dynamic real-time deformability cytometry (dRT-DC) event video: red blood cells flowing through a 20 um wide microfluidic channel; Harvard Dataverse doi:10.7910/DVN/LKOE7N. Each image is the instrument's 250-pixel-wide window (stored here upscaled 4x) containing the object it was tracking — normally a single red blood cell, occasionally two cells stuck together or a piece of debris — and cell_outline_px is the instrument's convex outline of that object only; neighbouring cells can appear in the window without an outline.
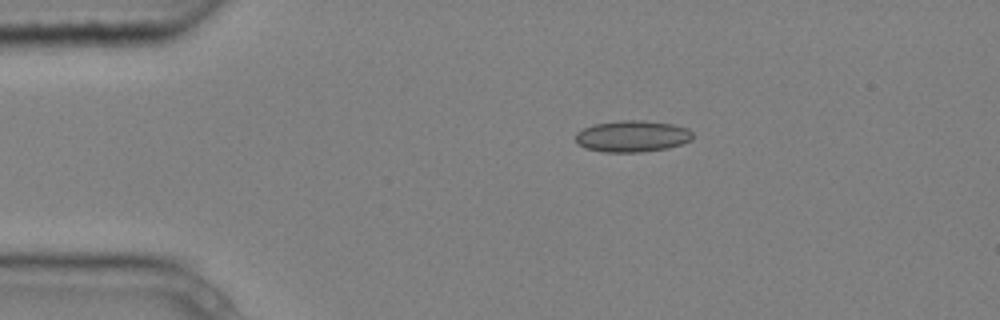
{"species": "common noctule bat (a hibernating species)", "species_latin": "Nyctalus noctula", "temperature_condition": "cold", "stored_images_in_passage": 4, "camera_frame_rate_fps": 3000, "um_per_image_px": 0.085, "animal": {"sex": "male", "body_mass_g": 20.4}, "frame": {"image": 1, "passage_image": 2, "time_ms": 0.333, "image_size_px": [1000, 320], "cell_outline_px": [[692, 140], [668, 148], [640, 152], [604, 152], [584, 148], [576, 144], [576, 132], [592, 124], [620, 120], [644, 120], [672, 124], [688, 128], [692, 132]], "centroid_in_image_um": [53.71, 11.58], "position_along_channel_um": 31.3, "area_um2": 21.68}}
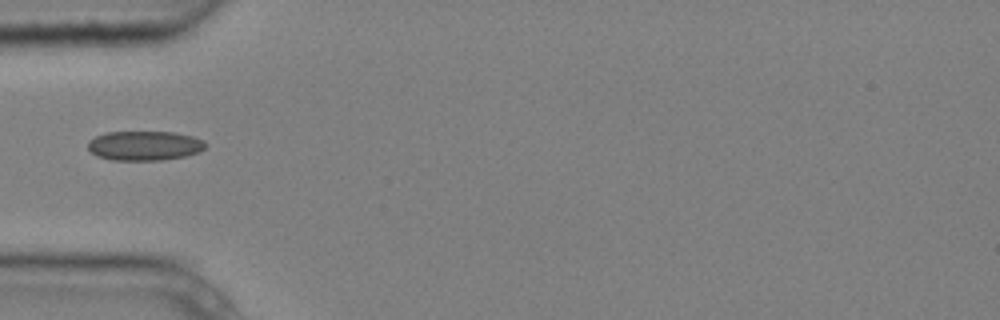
{"frame": {"image": 2, "passage_image": 4, "time_ms": 1.0, "image_size_px": [1000, 320], "cell_outline_px": [[208, 144], [200, 152], [184, 156], [160, 160], [112, 160], [96, 156], [88, 148], [88, 140], [96, 136], [108, 132], [172, 132], [192, 136], [204, 140]], "centroid_in_image_um": [12.29, 12.38], "position_along_channel_um": 72.7, "area_um2": 20.23}}